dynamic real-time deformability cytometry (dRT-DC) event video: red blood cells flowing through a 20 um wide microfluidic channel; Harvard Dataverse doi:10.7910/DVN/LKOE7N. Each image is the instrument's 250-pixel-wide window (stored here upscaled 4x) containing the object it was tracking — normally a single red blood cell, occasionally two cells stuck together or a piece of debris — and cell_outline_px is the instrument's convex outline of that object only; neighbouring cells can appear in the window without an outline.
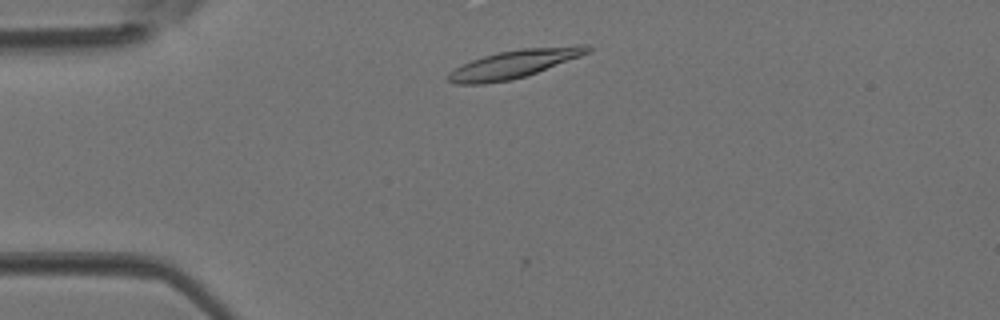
{"species": "Egyptian fruit bat (a non-hibernating species)", "species_latin": "Rousettus aegyptiacus", "temperature_condition": "room temperature", "stored_images_in_passage": 36, "camera_frame_rate_fps": 3000, "um_per_image_px": 0.085, "animal": {"sex": "female"}, "frame": {"image": 1, "passage_image": 4, "time_ms": 1.0, "image_size_px": [1000, 320], "cell_outline_px": [[592, 48], [588, 52], [580, 56], [536, 72], [512, 80], [484, 84], [456, 84], [444, 80], [448, 72], [472, 60], [484, 56], [500, 52], [520, 48], [576, 44], [588, 44]], "centroid_in_image_um": [43.69, 5.43], "position_along_channel_um": 41.3, "area_um2": 22.89}}
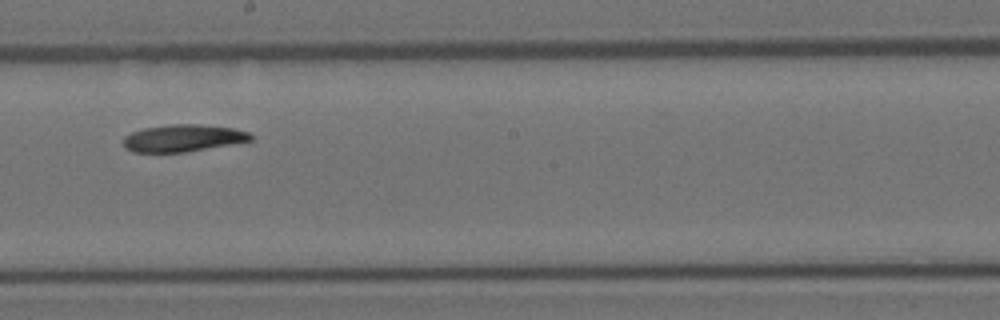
{"frame": {"image": 2, "passage_image": 18, "time_ms": 5.667, "image_size_px": [1000, 320], "cell_outline_px": [[252, 140], [184, 152], [132, 152], [124, 148], [124, 136], [132, 132], [144, 128], [172, 124], [200, 124], [232, 128], [248, 132], [252, 136]], "centroid_in_image_um": [15.51, 11.73], "position_along_channel_um": 232.7, "area_um2": 19.88}}
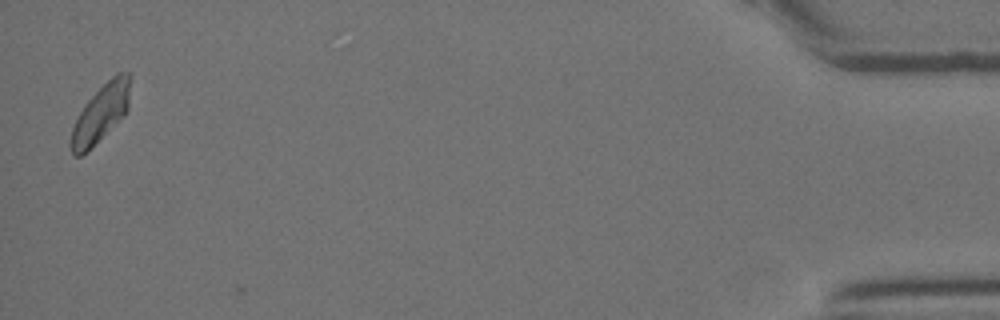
{"frame": {"image": 3, "passage_image": 36, "time_ms": 11.667, "image_size_px": [1000, 320], "cell_outline_px": [[132, 76], [128, 108], [124, 116], [80, 156], [76, 156], [72, 152], [72, 128], [84, 104], [116, 72], [132, 72]], "centroid_in_image_um": [8.64, 9.53], "position_along_channel_um": 426.6, "area_um2": 19.36}}